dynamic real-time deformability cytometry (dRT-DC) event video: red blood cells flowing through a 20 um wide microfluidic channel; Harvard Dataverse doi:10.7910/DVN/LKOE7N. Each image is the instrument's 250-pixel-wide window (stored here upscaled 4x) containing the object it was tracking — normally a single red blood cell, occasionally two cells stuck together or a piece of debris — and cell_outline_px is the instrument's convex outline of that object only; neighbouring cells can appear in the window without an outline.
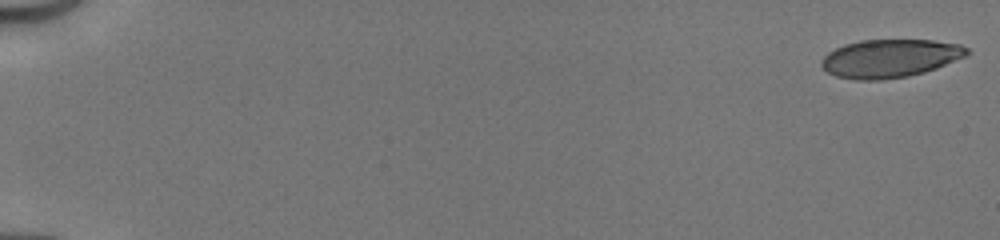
{"species": "human", "species_latin": "Homo sapiens", "temperature_condition": "cold", "stored_images_in_passage": 51, "camera_frame_rate_fps": 3000, "um_per_image_px": 0.085, "donor": {"sex": "male"}, "frame": {"image": 1, "passage_image": 1, "time_ms": 0.0, "image_size_px": [1000, 240], "cell_outline_px": [[968, 52], [964, 56], [936, 68], [924, 72], [908, 76], [880, 80], [856, 80], [836, 76], [828, 72], [820, 64], [820, 60], [828, 52], [844, 44], [860, 40], [932, 40], [960, 44], [968, 48]], "centroid_in_image_um": [75.61, 4.96], "position_along_channel_um": 9.4, "area_um2": 32.25}}
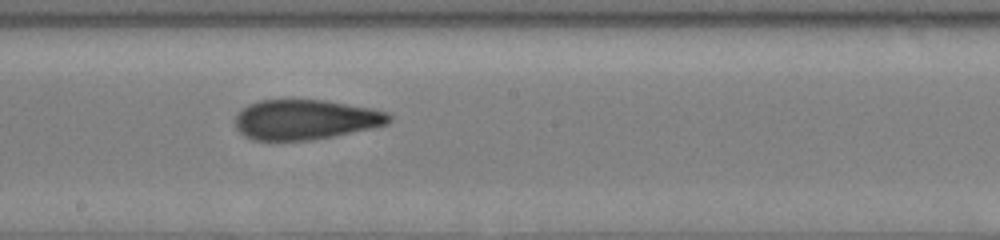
{"frame": {"image": 2, "passage_image": 30, "time_ms": 9.667, "image_size_px": [1000, 240], "cell_outline_px": [[392, 120], [388, 124], [372, 128], [312, 140], [252, 140], [244, 136], [236, 128], [236, 112], [248, 104], [260, 100], [324, 100], [372, 108], [388, 112], [392, 116]], "centroid_in_image_um": [25.96, 10.16], "position_along_channel_um": 222.2, "area_um2": 35.95}}
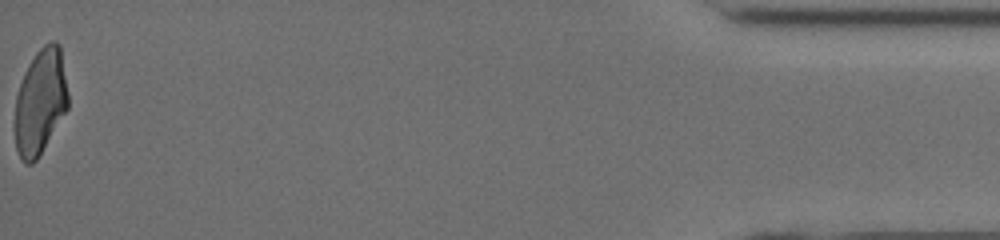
{"frame": {"image": 3, "passage_image": 51, "time_ms": 16.667, "image_size_px": [1000, 240], "cell_outline_px": [[68, 108], [36, 160], [32, 164], [24, 164], [20, 160], [16, 148], [12, 128], [12, 124], [16, 96], [24, 72], [28, 64], [36, 52], [44, 44], [52, 40], [56, 40], [60, 44], [68, 92]], "centroid_in_image_um": [3.39, 8.66], "position_along_channel_um": 431.8, "area_um2": 33.41}, "authors_computed_cell_mechanics": {"area_um2": 35.258, "velocity_mm_per_s": 4.1721, "shape_relaxation_time_tau1_ms": 8.3893, "shape_relaxation_time_tau2_ms": 1.998, "deformation_change_tau1": 0.2249, "deformation_change_tau2": 0.1}}